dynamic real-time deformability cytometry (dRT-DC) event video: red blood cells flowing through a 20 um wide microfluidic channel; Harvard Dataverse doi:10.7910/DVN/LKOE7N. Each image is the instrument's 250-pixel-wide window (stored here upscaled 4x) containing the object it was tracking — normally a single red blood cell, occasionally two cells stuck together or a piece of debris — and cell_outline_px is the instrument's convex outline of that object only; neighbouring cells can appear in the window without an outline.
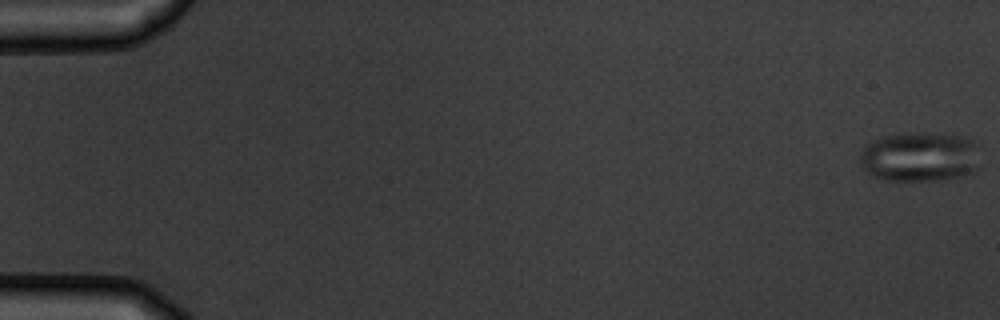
{"species": "common noctule bat (a hibernating species)", "species_latin": "Nyctalus noctula", "temperature_condition": "warm", "stored_images_in_passage": 7, "camera_frame_rate_fps": 3000, "um_per_image_px": 0.085, "animal": {"sex": "male", "body_mass_g": 19.5, "forearm_length_mm": 54.6}, "frame": {"image": 1, "passage_image": 1, "time_ms": 0.0, "image_size_px": [1000, 320], "cell_outline_px": [[980, 144], [976, 168], [972, 172], [940, 180], [884, 180], [860, 168], [860, 152], [868, 144], [884, 136], [916, 132], [960, 136], [972, 140]], "centroid_in_image_um": [78.18, 13.32], "position_along_channel_um": 6.8, "area_um2": 34.62}}